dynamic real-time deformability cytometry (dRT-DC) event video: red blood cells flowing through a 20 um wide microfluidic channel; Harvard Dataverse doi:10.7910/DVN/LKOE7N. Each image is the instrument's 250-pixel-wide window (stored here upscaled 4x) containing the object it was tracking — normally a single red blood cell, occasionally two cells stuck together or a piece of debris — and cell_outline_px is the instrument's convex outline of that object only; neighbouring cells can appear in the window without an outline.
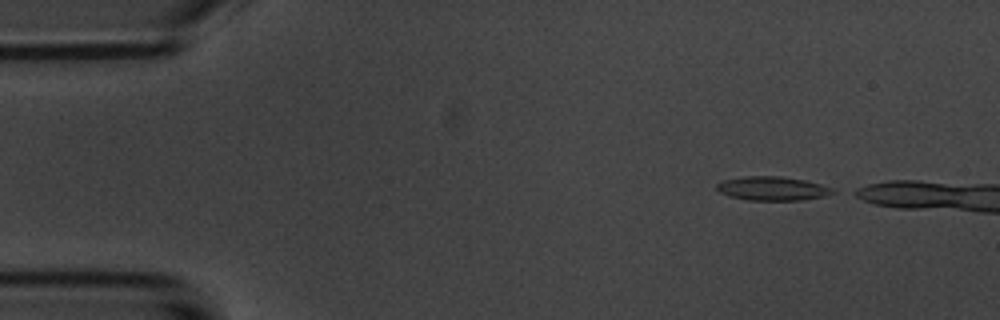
{"species": "common noctule bat (a hibernating species)", "species_latin": "Nyctalus noctula", "temperature_condition": "room temperature", "stored_images_in_passage": 4, "camera_frame_rate_fps": 3000, "um_per_image_px": 0.085, "animal": {"sex": "male", "body_mass_g": 20.1, "forearm_length_mm": 53.5}, "frame": {"image": 1, "passage_image": 1, "time_ms": 0.0, "image_size_px": [1000, 320], "cell_outline_px": [[836, 192], [824, 196], [804, 200], [748, 200], [728, 196], [720, 192], [716, 188], [716, 184], [724, 180], [744, 176], [780, 176], [804, 180], [820, 184], [832, 188]], "centroid_in_image_um": [65.64, 16.02], "position_along_channel_um": 19.4, "area_um2": 16.13}}